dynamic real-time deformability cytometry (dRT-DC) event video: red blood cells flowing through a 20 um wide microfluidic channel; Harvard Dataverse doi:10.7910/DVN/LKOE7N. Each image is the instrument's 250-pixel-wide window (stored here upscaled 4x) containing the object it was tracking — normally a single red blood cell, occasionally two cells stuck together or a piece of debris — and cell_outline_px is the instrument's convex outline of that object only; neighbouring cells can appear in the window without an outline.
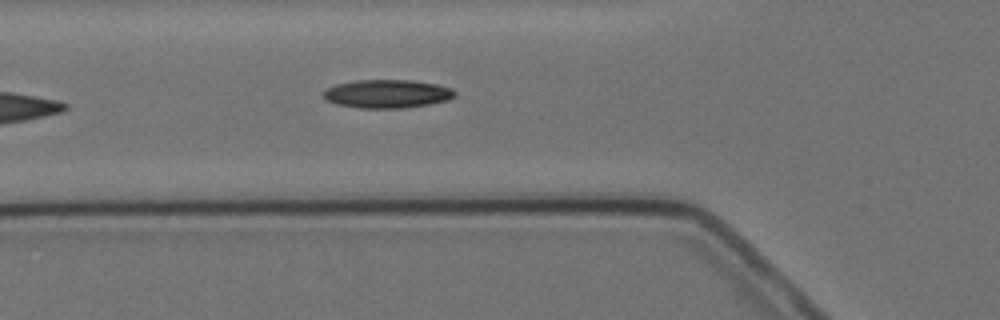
{"species": "Egyptian fruit bat (a non-hibernating species)", "species_latin": "Rousettus aegyptiacus", "temperature_condition": "cold", "stored_images_in_passage": 7, "camera_frame_rate_fps": 3000, "um_per_image_px": 0.085, "animal": {"sex": "female"}, "frame": {"image": 1, "passage_image": 7, "time_ms": 7.0, "image_size_px": [1000, 320], "cell_outline_px": [[456, 96], [448, 100], [428, 104], [404, 108], [360, 108], [336, 104], [328, 100], [324, 96], [324, 88], [336, 84], [356, 80], [412, 80], [436, 84], [452, 88], [456, 92]], "centroid_in_image_um": [32.92, 7.97], "position_along_channel_um": 92.9, "area_um2": 21.79}}